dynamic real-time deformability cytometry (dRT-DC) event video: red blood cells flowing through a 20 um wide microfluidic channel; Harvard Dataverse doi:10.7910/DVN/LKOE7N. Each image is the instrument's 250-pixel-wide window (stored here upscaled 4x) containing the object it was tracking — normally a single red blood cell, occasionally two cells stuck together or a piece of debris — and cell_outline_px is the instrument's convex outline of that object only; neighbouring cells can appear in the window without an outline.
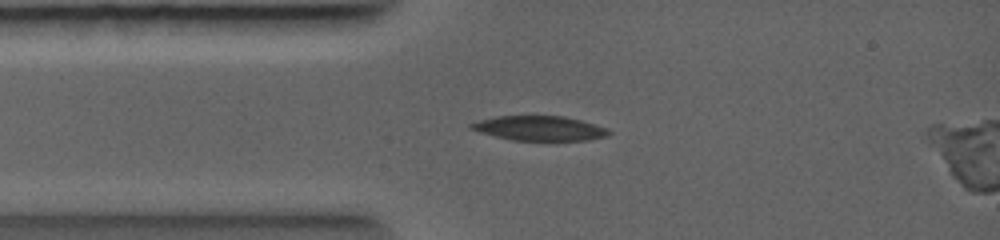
{"species": "common noctule bat (a hibernating species)", "species_latin": "Nyctalus noctula", "temperature_condition": "warm", "stored_images_in_passage": 4, "camera_frame_rate_fps": 5000, "um_per_image_px": 0.085, "animal": {"sex": "female", "body_mass_g": 19.0, "forearm_length_mm": 56.7}, "frame": {"image": 1, "passage_image": 3, "time_ms": 1.0, "image_size_px": [1000, 240], "cell_outline_px": [[608, 132], [604, 136], [584, 140], [516, 140], [496, 136], [472, 128], [472, 124], [496, 116], [564, 116], [580, 120], [604, 128]], "centroid_in_image_um": [45.88, 10.89], "position_along_channel_um": 39.1, "area_um2": 18.73}}